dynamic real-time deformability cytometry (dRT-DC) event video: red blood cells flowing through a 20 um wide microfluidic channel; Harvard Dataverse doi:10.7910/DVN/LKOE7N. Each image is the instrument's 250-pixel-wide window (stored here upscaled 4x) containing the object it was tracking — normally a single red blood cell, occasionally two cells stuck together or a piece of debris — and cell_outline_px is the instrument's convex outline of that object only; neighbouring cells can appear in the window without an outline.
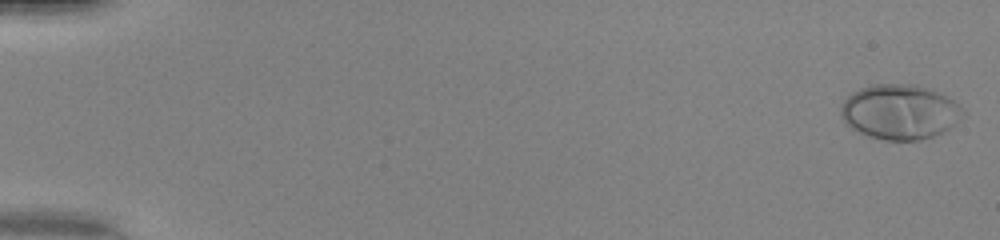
{"species": "human", "species_latin": "Homo sapiens", "temperature_condition": "warm", "stored_images_in_passage": 50, "camera_frame_rate_fps": 3000, "um_per_image_px": 0.085, "donor": {"sex": "female"}, "frame": {"image": 1, "passage_image": 1, "time_ms": 0.0, "image_size_px": [1000, 240], "cell_outline_px": [[964, 116], [944, 132], [920, 140], [884, 140], [868, 136], [852, 128], [840, 116], [840, 108], [844, 100], [852, 92], [860, 88], [872, 84], [916, 84], [932, 88], [940, 92], [952, 100], [964, 112]], "centroid_in_image_um": [76.48, 9.5], "position_along_channel_um": 8.5, "area_um2": 39.13}}
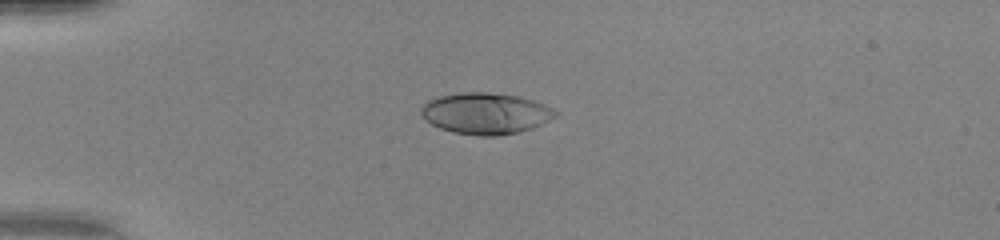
{"frame": {"image": 2, "passage_image": 14, "time_ms": 4.333, "image_size_px": [1000, 240], "cell_outline_px": [[560, 112], [556, 116], [532, 128], [516, 132], [496, 136], [480, 136], [452, 132], [440, 128], [424, 120], [420, 116], [420, 108], [428, 100], [440, 96], [460, 92], [488, 92], [516, 96], [532, 100], [544, 104]], "centroid_in_image_um": [41.24, 9.64], "position_along_channel_um": 43.8, "area_um2": 32.31}}
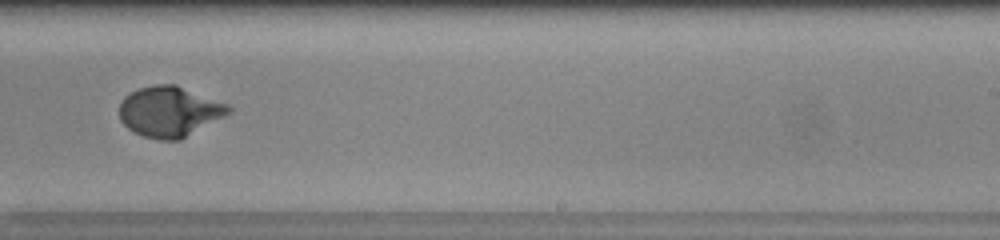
{"frame": {"image": 3, "passage_image": 33, "time_ms": 10.667, "image_size_px": [1000, 240], "cell_outline_px": [[232, 112], [180, 140], [160, 140], [144, 136], [128, 128], [120, 120], [120, 100], [124, 96], [140, 88], [156, 84], [176, 84], [228, 104], [232, 108]], "centroid_in_image_um": [14.42, 9.47], "position_along_channel_um": 274.6, "area_um2": 32.02}, "authors_computed_cell_mechanics": {"area_um2": 32.2813, "velocity_mm_per_s": 4.2012, "shape_relaxation_time_tau1_ms": 3.1962, "shape_relaxation_time_tau2_ms": null, "deformation_change_tau1": 0.2512, "deformation_change_tau2": null}}